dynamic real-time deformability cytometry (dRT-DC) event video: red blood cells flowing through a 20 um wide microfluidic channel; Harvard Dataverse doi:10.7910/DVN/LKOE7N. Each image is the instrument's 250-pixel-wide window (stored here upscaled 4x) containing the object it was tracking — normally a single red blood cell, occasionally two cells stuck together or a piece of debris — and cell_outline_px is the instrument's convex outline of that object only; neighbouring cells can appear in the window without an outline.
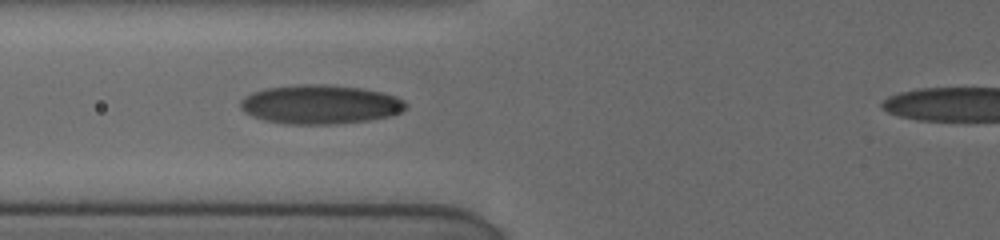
{"species": "human", "species_latin": "Homo sapiens", "temperature_condition": "cold", "stored_images_in_passage": 4, "camera_frame_rate_fps": 3000, "um_per_image_px": 0.085, "donor": {"sex": "female"}, "frame": {"image": 1, "passage_image": 3, "time_ms": 1.333, "image_size_px": [1000, 240], "cell_outline_px": [[408, 104], [400, 112], [388, 116], [368, 120], [328, 124], [288, 124], [264, 120], [252, 116], [244, 112], [240, 108], [240, 100], [244, 96], [252, 92], [268, 88], [304, 84], [324, 84], [360, 88], [380, 92], [396, 96], [404, 100]], "centroid_in_image_um": [27.18, 8.87], "position_along_channel_um": 98.6, "area_um2": 37.4}}
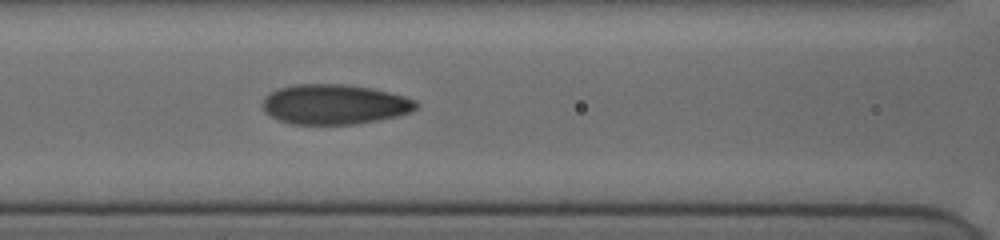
{"frame": {"image": 2, "passage_image": 4, "time_ms": 2.333, "image_size_px": [1000, 240], "cell_outline_px": [[420, 104], [416, 108], [400, 116], [356, 124], [292, 124], [276, 120], [264, 112], [264, 100], [272, 92], [280, 88], [296, 84], [348, 84], [388, 92], [404, 96], [416, 100]], "centroid_in_image_um": [28.45, 8.88], "position_along_channel_um": 138.1, "area_um2": 35.66}}